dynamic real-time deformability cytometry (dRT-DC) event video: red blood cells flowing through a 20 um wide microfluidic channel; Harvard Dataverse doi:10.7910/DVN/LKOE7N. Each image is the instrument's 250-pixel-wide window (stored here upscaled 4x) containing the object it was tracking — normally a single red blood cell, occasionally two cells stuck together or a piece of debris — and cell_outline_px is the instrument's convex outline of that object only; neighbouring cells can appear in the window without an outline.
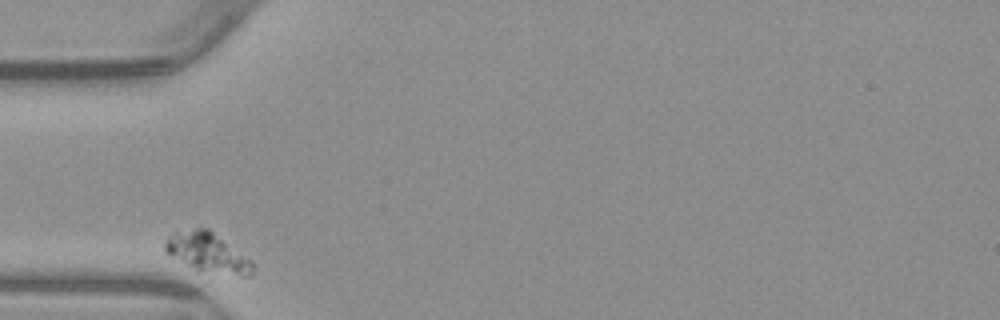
{"species": "common noctule bat (a hibernating species)", "species_latin": "Nyctalus noctula", "temperature_condition": "warm", "stored_images_in_passage": 37, "camera_frame_rate_fps": 3000, "um_per_image_px": 0.085, "animal": {"sex": "male", "body_mass_g": 23.1, "forearm_length_mm": 52.7}, "frame": {"image": 1, "passage_image": 1, "time_ms": 0.0, "image_size_px": [1000, 320], "cell_outline_px": [[256, 268], [252, 276], [244, 276], [196, 268], [168, 252], [164, 248], [164, 244], [168, 236], [172, 232], [196, 228], [208, 228], [252, 260]], "centroid_in_image_um": [17.72, 21.43], "position_along_channel_um": 67.3, "area_um2": 19.42}}
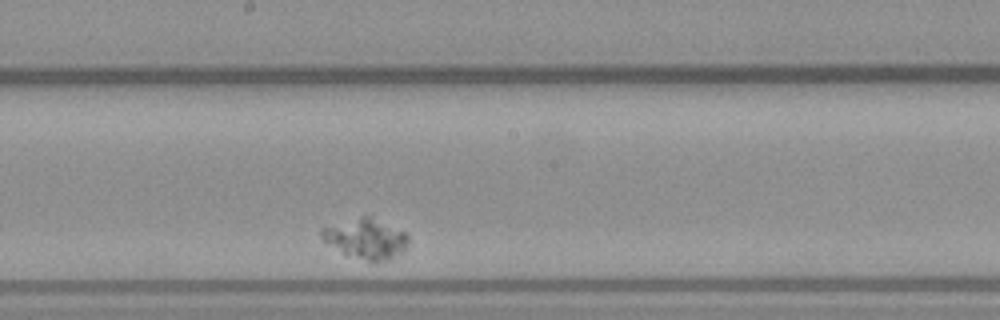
{"frame": {"image": 2, "passage_image": 16, "time_ms": 5.0, "image_size_px": [1000, 320], "cell_outline_px": [[408, 244], [404, 252], [388, 260], [368, 260], [344, 252], [324, 240], [320, 236], [320, 232], [324, 228], [372, 212], [404, 232], [408, 236]], "centroid_in_image_um": [31.2, 20.21], "position_along_channel_um": 217.0, "area_um2": 20.11}}
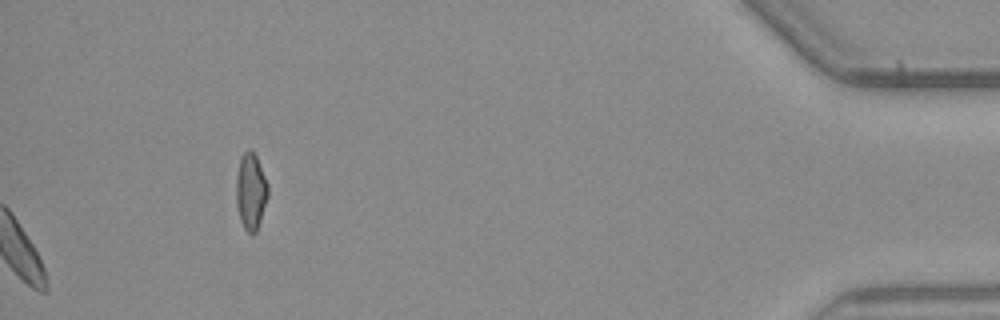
{"frame": {"image": 3, "passage_image": 37, "time_ms": 12.0, "image_size_px": [1000, 320], "cell_outline_px": [[268, 196], [256, 232], [252, 236], [244, 228], [240, 220], [236, 204], [236, 176], [240, 156], [248, 148], [252, 148], [256, 156], [268, 184]], "centroid_in_image_um": [21.3, 16.24], "position_along_channel_um": 413.9, "area_um2": 14.33}}